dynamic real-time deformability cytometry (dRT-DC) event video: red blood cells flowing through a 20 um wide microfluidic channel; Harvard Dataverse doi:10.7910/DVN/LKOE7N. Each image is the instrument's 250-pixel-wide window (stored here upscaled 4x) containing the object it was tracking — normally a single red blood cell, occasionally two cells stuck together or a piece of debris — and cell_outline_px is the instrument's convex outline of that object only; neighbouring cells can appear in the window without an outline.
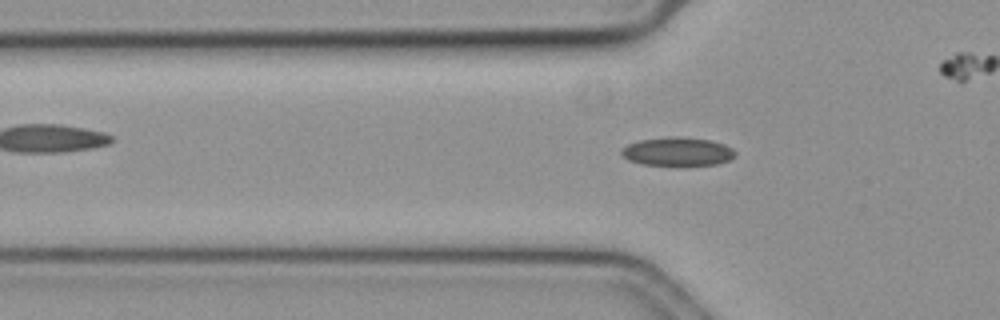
{"species": "common noctule bat (a hibernating species)", "species_latin": "Nyctalus noctula", "temperature_condition": "cold", "stored_images_in_passage": 57, "camera_frame_rate_fps": 3000, "um_per_image_px": 0.085, "animal": {"sex": "female", "body_mass_g": 19.3, "forearm_length_mm": 54.1}, "frame": {"image": 1, "passage_image": 18, "time_ms": 5.667, "image_size_px": [1000, 320], "cell_outline_px": [[736, 156], [728, 160], [716, 164], [688, 168], [640, 164], [628, 160], [620, 152], [620, 148], [628, 144], [640, 140], [668, 136], [672, 136], [712, 140], [724, 144], [732, 148], [736, 152]], "centroid_in_image_um": [57.59, 12.93], "position_along_channel_um": 68.2, "area_um2": 19.83}}
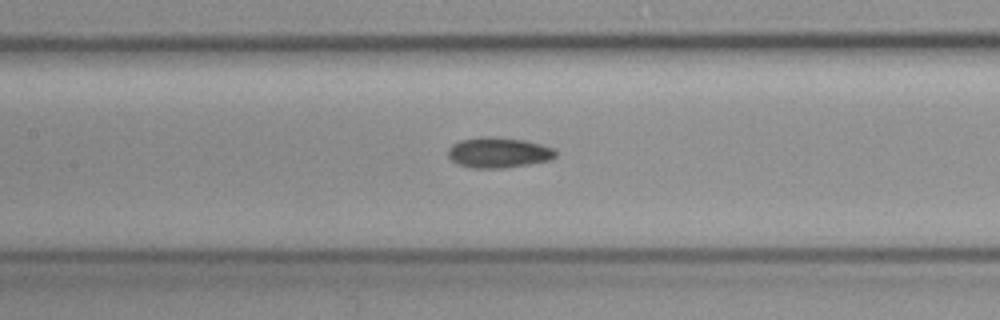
{"frame": {"image": 2, "passage_image": 26, "time_ms": 8.333, "image_size_px": [1000, 320], "cell_outline_px": [[556, 156], [552, 160], [504, 168], [472, 168], [456, 164], [448, 156], [448, 148], [452, 144], [460, 140], [480, 136], [492, 136], [524, 140], [540, 144], [552, 148], [556, 152]], "centroid_in_image_um": [42.34, 12.97], "position_along_channel_um": 165.1, "area_um2": 19.25}}
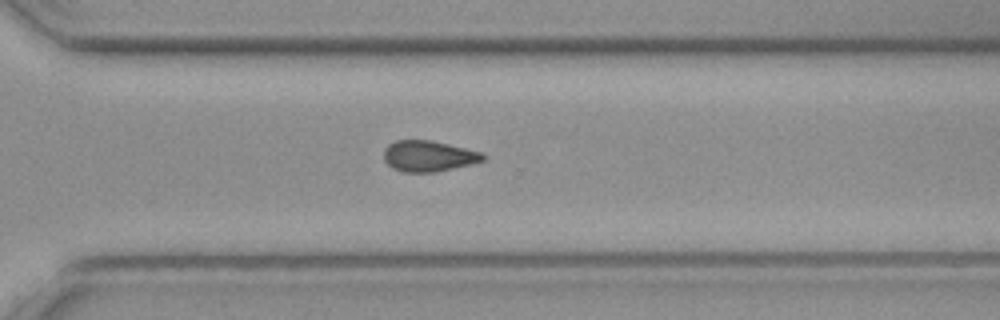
{"frame": {"image": 3, "passage_image": 40, "time_ms": 13.0, "image_size_px": [1000, 320], "cell_outline_px": [[488, 156], [484, 160], [472, 164], [436, 172], [404, 172], [392, 168], [384, 160], [384, 148], [388, 144], [396, 140], [432, 140], [484, 152]], "centroid_in_image_um": [36.46, 13.26], "position_along_channel_um": 334.1, "area_um2": 18.15}}